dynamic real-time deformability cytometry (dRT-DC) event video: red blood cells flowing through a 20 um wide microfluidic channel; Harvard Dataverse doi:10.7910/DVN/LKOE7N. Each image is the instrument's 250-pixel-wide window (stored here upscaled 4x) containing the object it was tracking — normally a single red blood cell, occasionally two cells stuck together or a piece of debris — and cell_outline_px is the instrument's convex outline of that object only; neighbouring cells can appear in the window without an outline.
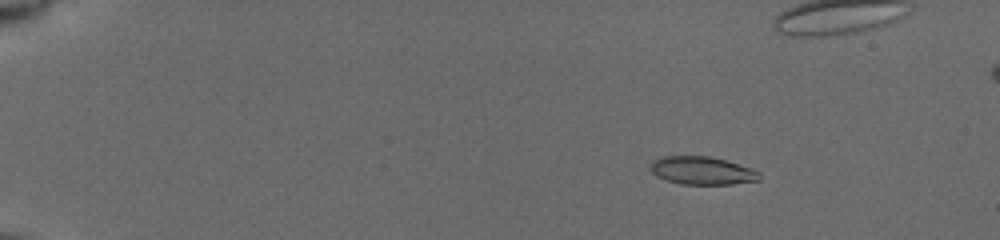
{"species": "common noctule bat (a hibernating species)", "species_latin": "Nyctalus noctula", "temperature_condition": "cold", "stored_images_in_passage": 9, "camera_frame_rate_fps": 3000, "um_per_image_px": 0.085, "animal": {"sex": "female", "body_mass_g": 19.5, "forearm_length_mm": 54.1}, "frame": {"image": 1, "passage_image": 4, "time_ms": 1.333, "image_size_px": [1000, 240], "cell_outline_px": [[760, 180], [732, 184], [680, 184], [664, 180], [656, 176], [648, 168], [652, 160], [664, 156], [708, 156], [724, 160], [760, 172]], "centroid_in_image_um": [59.6, 14.51], "position_along_channel_um": 25.4, "area_um2": 17.74}}